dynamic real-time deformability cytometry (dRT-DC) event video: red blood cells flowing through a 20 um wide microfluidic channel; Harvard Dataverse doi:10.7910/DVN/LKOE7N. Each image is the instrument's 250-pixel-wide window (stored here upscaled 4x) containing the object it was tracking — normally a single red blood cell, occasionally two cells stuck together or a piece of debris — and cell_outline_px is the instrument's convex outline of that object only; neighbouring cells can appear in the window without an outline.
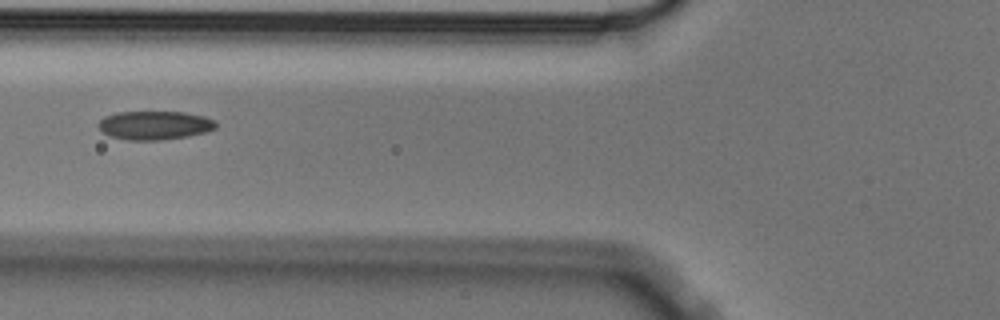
{"species": "Egyptian fruit bat (a non-hibernating species)", "species_latin": "Rousettus aegyptiacus", "temperature_condition": "cold", "stored_images_in_passage": 13, "camera_frame_rate_fps": 3000, "um_per_image_px": 0.085, "animal": {"sex": "male"}, "frame": {"image": 1, "passage_image": 4, "time_ms": 1.0, "image_size_px": [1000, 320], "cell_outline_px": [[216, 128], [208, 132], [188, 136], [160, 140], [128, 140], [108, 136], [100, 132], [96, 124], [104, 116], [116, 112], [184, 112], [204, 116], [216, 120]], "centroid_in_image_um": [13.11, 10.65], "position_along_channel_um": 112.7, "area_um2": 20.0}}
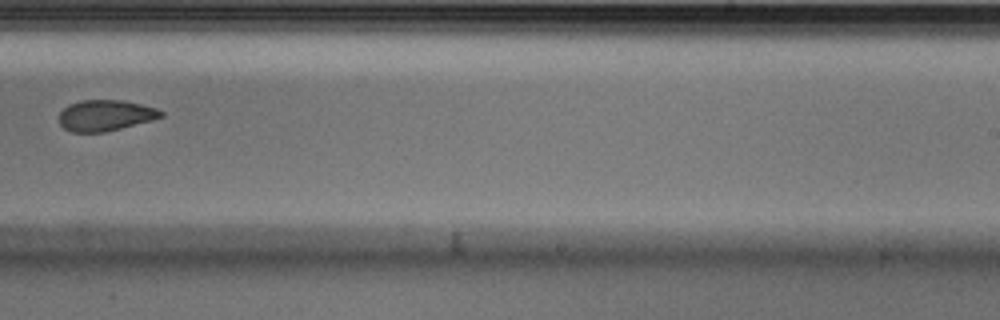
{"frame": {"image": 2, "passage_image": 8, "time_ms": 2.333, "image_size_px": [1000, 320], "cell_outline_px": [[164, 116], [152, 120], [104, 132], [72, 132], [64, 128], [60, 124], [60, 112], [68, 104], [80, 100], [124, 100], [156, 108], [164, 112]], "centroid_in_image_um": [8.96, 9.8], "position_along_channel_um": 280.0, "area_um2": 18.32}}
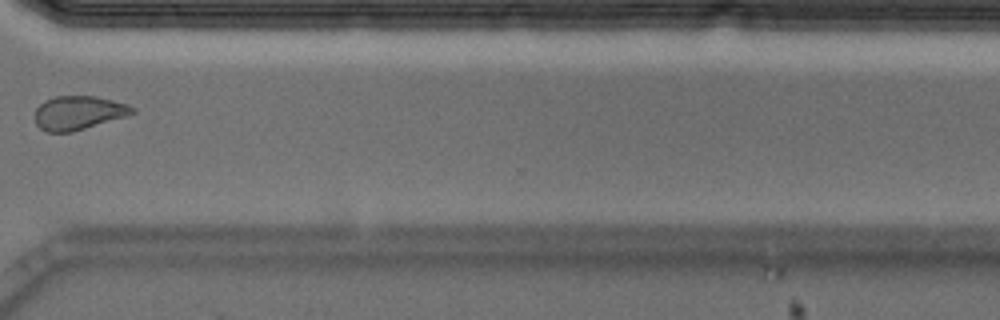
{"frame": {"image": 3, "passage_image": 10, "time_ms": 3.0, "image_size_px": [1000, 320], "cell_outline_px": [[136, 112], [128, 116], [72, 132], [48, 132], [40, 128], [36, 124], [36, 108], [44, 100], [56, 96], [92, 96], [112, 100], [128, 104], [136, 108]], "centroid_in_image_um": [6.7, 9.59], "position_along_channel_um": 363.9, "area_um2": 19.25}}